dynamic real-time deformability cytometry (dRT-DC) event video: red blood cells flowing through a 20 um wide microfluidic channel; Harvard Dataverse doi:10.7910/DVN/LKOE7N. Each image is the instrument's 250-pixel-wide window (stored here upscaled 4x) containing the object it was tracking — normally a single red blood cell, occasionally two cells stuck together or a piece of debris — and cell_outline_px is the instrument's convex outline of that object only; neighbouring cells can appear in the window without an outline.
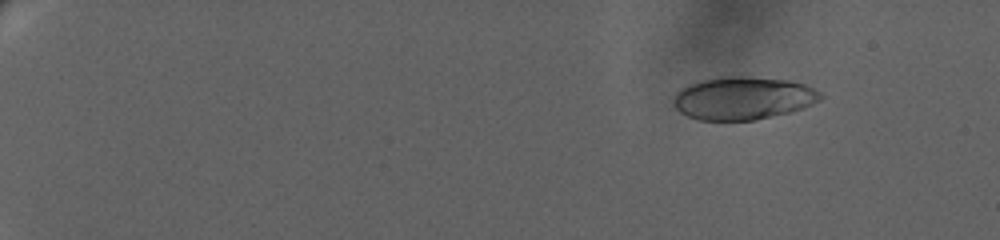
{"species": "human", "species_latin": "Homo sapiens", "temperature_condition": "warm", "stored_images_in_passage": 57, "camera_frame_rate_fps": 3000, "um_per_image_px": 0.085, "donor": {"sex": "female"}, "frame": {"image": 1, "passage_image": 8, "time_ms": 3.0, "image_size_px": [1000, 240], "cell_outline_px": [[824, 96], [820, 100], [804, 108], [792, 112], [756, 120], [700, 120], [688, 116], [680, 112], [672, 104], [672, 100], [676, 92], [680, 88], [704, 80], [720, 76], [744, 76], [788, 80], [804, 84], [820, 92]], "centroid_in_image_um": [63.17, 8.35], "position_along_channel_um": 21.8, "area_um2": 36.88}}
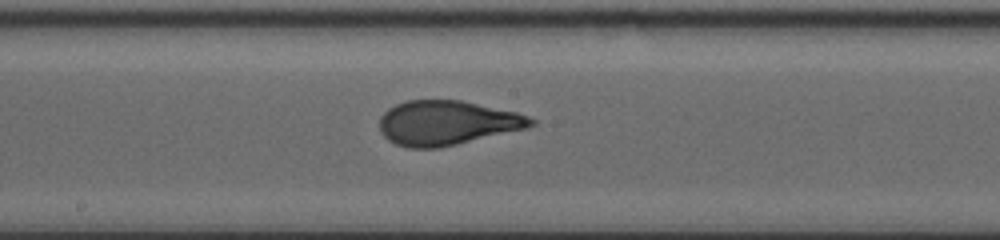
{"frame": {"image": 2, "passage_image": 35, "time_ms": 14.333, "image_size_px": [1000, 240], "cell_outline_px": [[536, 124], [528, 128], [440, 148], [408, 148], [396, 144], [388, 140], [380, 132], [380, 116], [388, 108], [396, 104], [408, 100], [460, 100], [516, 112], [528, 116], [536, 120]], "centroid_in_image_um": [37.99, 10.45], "position_along_channel_um": 210.2, "area_um2": 39.36}}
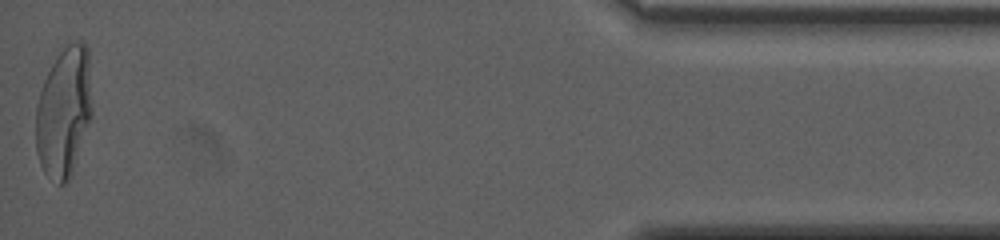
{"frame": {"image": 3, "passage_image": 57, "time_ms": 23.333, "image_size_px": [1000, 240], "cell_outline_px": [[92, 116], [72, 176], [64, 184], [60, 184], [44, 172], [40, 164], [36, 152], [36, 108], [40, 92], [44, 80], [56, 56], [68, 40], [80, 40], [88, 48], [92, 108]], "centroid_in_image_um": [5.45, 9.49], "position_along_channel_um": 429.8, "area_um2": 43.12}, "authors_computed_cell_mechanics": {"area_um2": 38.4948, "velocity_mm_per_s": 3.1576, "shape_relaxation_time_tau1_ms": 6.9113, "shape_relaxation_time_tau2_ms": null, "deformation_change_tau1": 0.2613, "deformation_change_tau2": null}}